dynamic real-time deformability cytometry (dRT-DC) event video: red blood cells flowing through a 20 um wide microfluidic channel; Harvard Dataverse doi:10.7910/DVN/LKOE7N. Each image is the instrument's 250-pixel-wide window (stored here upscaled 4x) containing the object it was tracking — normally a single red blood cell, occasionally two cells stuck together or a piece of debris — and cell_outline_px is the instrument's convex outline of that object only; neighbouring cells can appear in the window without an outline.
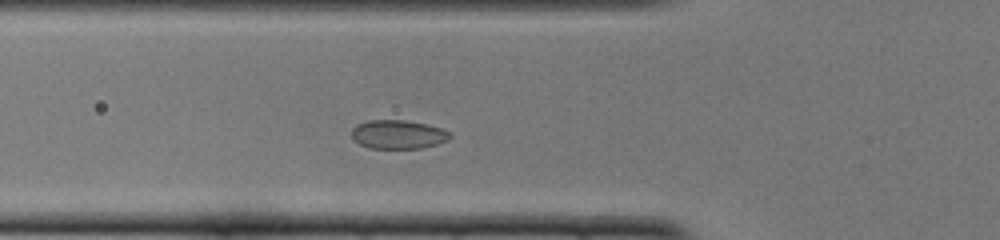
{"species": "common noctule bat (a hibernating species)", "species_latin": "Nyctalus noctula", "temperature_condition": "cold", "stored_images_in_passage": 43, "camera_frame_rate_fps": 3000, "um_per_image_px": 0.085, "animal": {"sex": "female", "body_mass_g": 22.0, "forearm_length_mm": 56.7}, "frame": {"image": 1, "passage_image": 9, "time_ms": 2.667, "image_size_px": [1000, 240], "cell_outline_px": [[452, 136], [448, 140], [424, 148], [368, 148], [360, 144], [352, 136], [352, 128], [356, 124], [368, 120], [404, 120], [428, 124], [444, 128]], "centroid_in_image_um": [33.86, 11.42], "position_along_channel_um": 91.9, "area_um2": 16.59}}
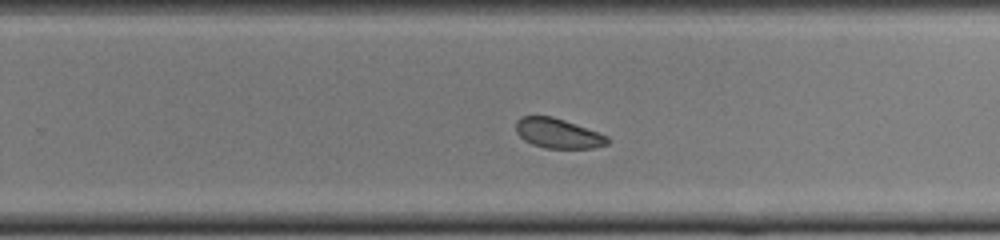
{"frame": {"image": 2, "passage_image": 24, "time_ms": 7.667, "image_size_px": [1000, 240], "cell_outline_px": [[608, 144], [592, 148], [544, 148], [532, 144], [524, 140], [516, 132], [516, 120], [520, 116], [552, 116], [564, 120], [608, 136]], "centroid_in_image_um": [47.39, 11.33], "position_along_channel_um": 282.4, "area_um2": 15.78}}
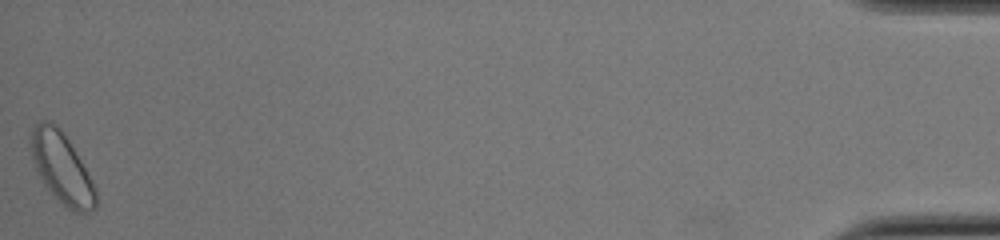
{"frame": {"image": 3, "passage_image": 43, "time_ms": 14.0, "image_size_px": [1000, 240], "cell_outline_px": [[96, 208], [88, 212], [76, 212], [68, 208], [44, 184], [36, 168], [32, 156], [32, 132], [36, 124], [40, 120], [44, 120], [52, 124], [68, 140], [80, 160], [96, 188]], "centroid_in_image_um": [5.28, 14.33], "position_along_channel_um": 429.9, "area_um2": 25.37}}